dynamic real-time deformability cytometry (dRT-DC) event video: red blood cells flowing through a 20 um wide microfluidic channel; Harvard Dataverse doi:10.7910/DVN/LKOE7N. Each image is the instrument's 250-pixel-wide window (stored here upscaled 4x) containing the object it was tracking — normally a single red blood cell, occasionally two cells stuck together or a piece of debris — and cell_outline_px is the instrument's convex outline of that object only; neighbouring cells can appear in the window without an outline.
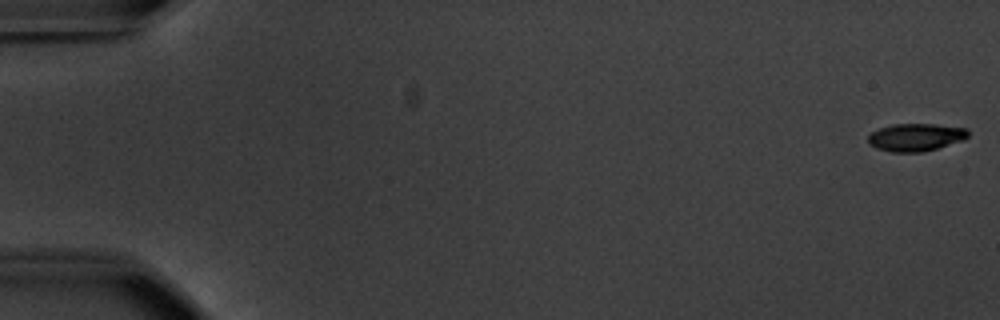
{"species": "common noctule bat (a hibernating species)", "species_latin": "Nyctalus noctula", "temperature_condition": "warm", "stored_images_in_passage": 6, "camera_frame_rate_fps": 3000, "um_per_image_px": 0.085, "animal": {"sex": "male", "body_mass_g": 20.1, "forearm_length_mm": 53.5}, "frame": {"image": 1, "passage_image": 1, "time_ms": 0.0, "image_size_px": [1000, 320], "cell_outline_px": [[968, 136], [964, 140], [924, 152], [892, 152], [876, 148], [868, 144], [868, 136], [872, 132], [880, 128], [892, 124], [936, 124], [968, 128]], "centroid_in_image_um": [77.85, 11.66], "position_along_channel_um": 7.2, "area_um2": 16.24}}